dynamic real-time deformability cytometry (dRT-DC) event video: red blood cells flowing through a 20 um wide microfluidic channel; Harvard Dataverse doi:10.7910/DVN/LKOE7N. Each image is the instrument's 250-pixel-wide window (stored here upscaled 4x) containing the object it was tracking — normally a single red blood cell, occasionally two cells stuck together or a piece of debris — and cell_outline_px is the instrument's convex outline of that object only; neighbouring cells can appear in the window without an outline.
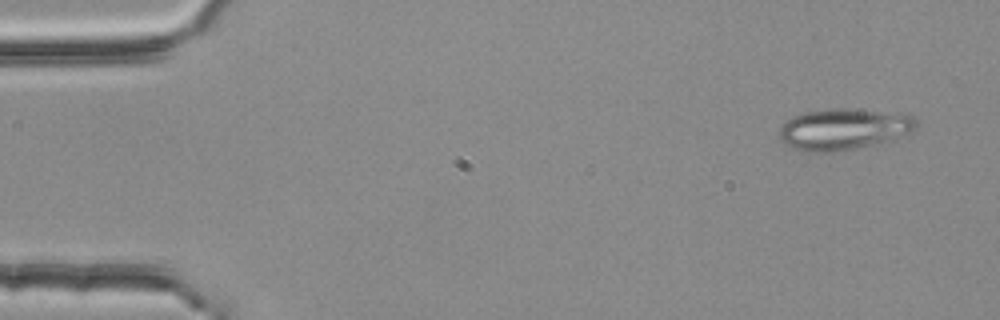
{"species": "common noctule bat (a hibernating species)", "species_latin": "Nyctalus noctula", "temperature_condition": "room temperature", "stored_images_in_passage": 3, "camera_frame_rate_fps": 3000, "um_per_image_px": 0.085, "animal": {"sex": "female", "body_mass_g": 25.1}, "frame": {"image": 1, "passage_image": 1, "time_ms": 0.0, "image_size_px": [1000, 320], "cell_outline_px": [[920, 124], [916, 128], [884, 144], [828, 152], [808, 152], [792, 148], [784, 144], [780, 140], [780, 128], [792, 116], [804, 112], [832, 108], [848, 108], [912, 116]], "centroid_in_image_um": [71.69, 11.0], "position_along_channel_um": 13.3, "area_um2": 32.89}}